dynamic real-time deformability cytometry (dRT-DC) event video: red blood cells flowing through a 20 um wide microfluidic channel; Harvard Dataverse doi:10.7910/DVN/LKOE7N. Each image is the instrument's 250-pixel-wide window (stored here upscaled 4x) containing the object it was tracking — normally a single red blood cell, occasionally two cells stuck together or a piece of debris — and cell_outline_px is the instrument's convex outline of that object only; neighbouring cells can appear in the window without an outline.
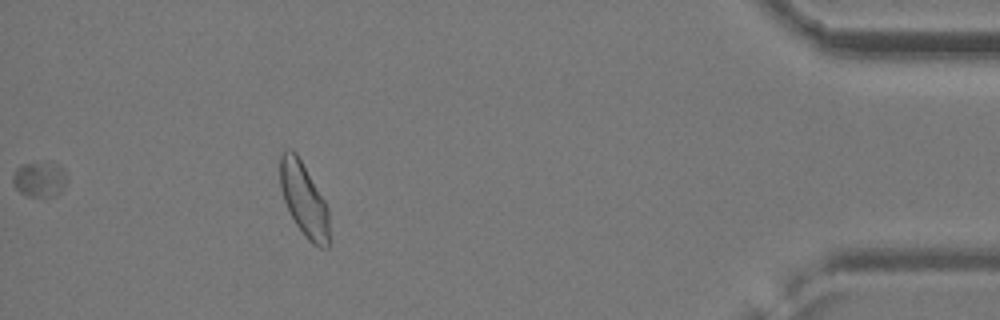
{"species": "common noctule bat (a hibernating species)", "species_latin": "Nyctalus noctula", "temperature_condition": "cold", "stored_images_in_passage": 48, "segment_of_instrument_passage": [2, 2], "camera_frame_rate_fps": 3000, "um_per_image_px": 0.085, "animal": {"sex": "female", "body_mass_g": 24.6, "forearm_length_mm": 56.2}, "frame": {"image": 1, "passage_image": 47, "time_ms": 15.333, "image_size_px": [1000, 320], "cell_outline_px": [[68, 180], [60, 192], [56, 196], [28, 196], [20, 192], [12, 184], [12, 176], [16, 168], [24, 164], [56, 164], [64, 168], [68, 176]], "centroid_in_image_um": [3.38, 15.26], "position_along_channel_um": 431.8, "area_um2": 11.04}}